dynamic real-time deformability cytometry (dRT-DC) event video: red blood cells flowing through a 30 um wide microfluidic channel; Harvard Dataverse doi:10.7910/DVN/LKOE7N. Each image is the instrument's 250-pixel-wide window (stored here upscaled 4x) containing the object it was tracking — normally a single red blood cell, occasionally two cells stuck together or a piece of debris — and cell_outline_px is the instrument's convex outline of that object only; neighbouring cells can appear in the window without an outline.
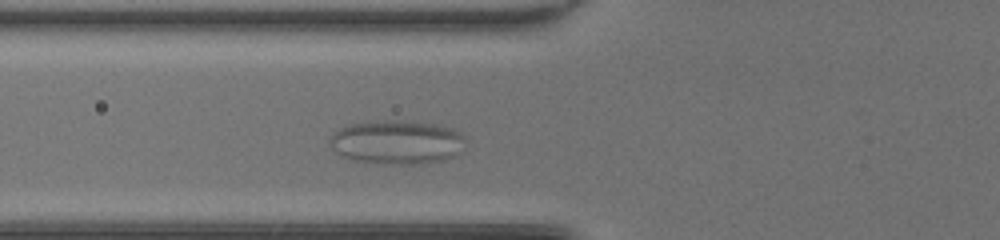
{"species": "common noctule bat (a hibernating species)", "species_latin": "Nyctalus noctula", "temperature_condition": "room temperature", "stored_images_in_passage": 40, "camera_frame_rate_fps": 3000, "um_per_image_px": 0.085, "animal": {"sex": "female", "body_mass_g": 20.0, "forearm_length_mm": 54.0}, "frame": {"image": 1, "passage_image": 9, "time_ms": 2.667, "image_size_px": [1000, 240], "cell_outline_px": [[464, 140], [460, 152], [444, 160], [412, 164], [380, 164], [360, 160], [344, 156], [336, 152], [332, 148], [332, 136], [340, 128], [352, 124], [388, 120], [436, 124], [452, 128], [464, 136]], "centroid_in_image_um": [33.77, 12.09], "position_along_channel_um": 92.0, "area_um2": 33.93}}
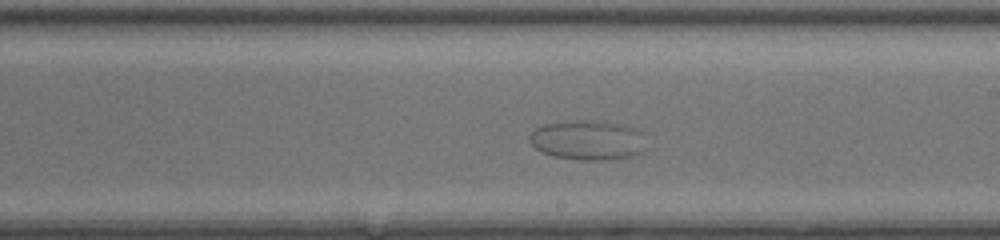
{"frame": {"image": 2, "passage_image": 20, "time_ms": 6.333, "image_size_px": [1000, 240], "cell_outline_px": [[640, 152], [632, 156], [600, 160], [584, 160], [552, 156], [536, 148], [528, 140], [528, 136], [536, 128], [544, 124], [592, 120], [624, 124], [636, 128], [640, 132]], "centroid_in_image_um": [49.89, 11.9], "position_along_channel_um": 239.1, "area_um2": 26.24}}
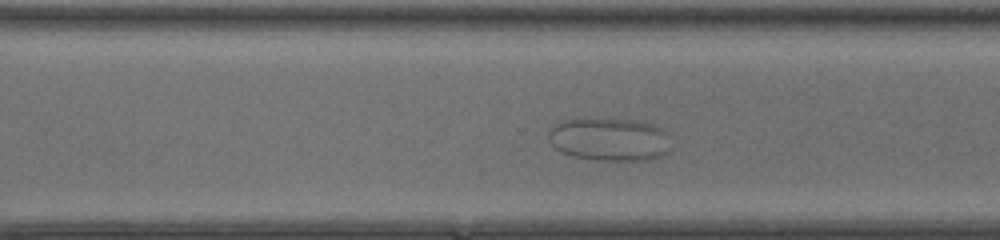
{"frame": {"image": 3, "passage_image": 26, "time_ms": 8.333, "image_size_px": [1000, 240], "cell_outline_px": [[672, 148], [668, 152], [660, 156], [644, 160], [600, 160], [572, 156], [560, 152], [548, 140], [548, 132], [552, 124], [564, 120], [640, 120], [652, 124], [668, 132]], "centroid_in_image_um": [51.83, 11.86], "position_along_channel_um": 318.8, "area_um2": 30.75}}